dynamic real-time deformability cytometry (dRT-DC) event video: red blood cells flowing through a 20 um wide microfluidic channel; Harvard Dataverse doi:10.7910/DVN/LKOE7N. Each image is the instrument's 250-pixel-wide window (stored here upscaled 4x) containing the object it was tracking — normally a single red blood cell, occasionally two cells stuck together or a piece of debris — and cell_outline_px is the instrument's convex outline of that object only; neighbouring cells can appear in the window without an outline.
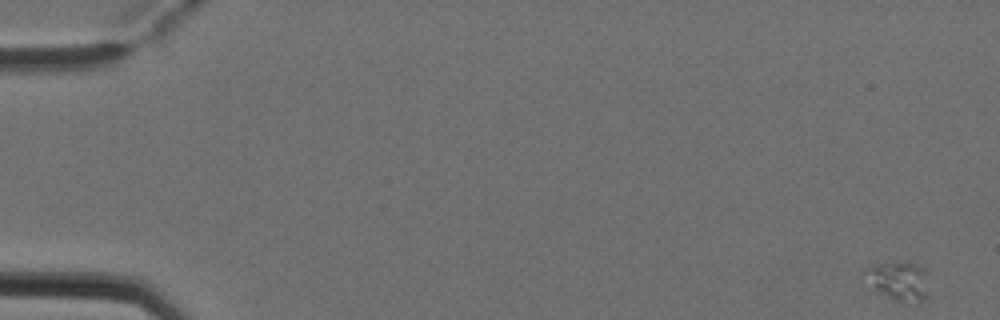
{"species": "Egyptian fruit bat (a non-hibernating species)", "species_latin": "Rousettus aegyptiacus", "temperature_condition": "cold", "stored_images_in_passage": 5, "camera_frame_rate_fps": 3000, "um_per_image_px": 0.085, "animal": {"sex": "female"}, "frame": {"image": 1, "passage_image": 1, "time_ms": 0.0, "image_size_px": [1000, 320], "cell_outline_px": [[928, 296], [920, 304], [908, 304], [892, 300], [872, 288], [860, 272], [864, 268], [876, 264], [900, 260], [920, 264], [924, 268]], "centroid_in_image_um": [76.36, 23.88], "position_along_channel_um": 8.6, "area_um2": 15.37}}
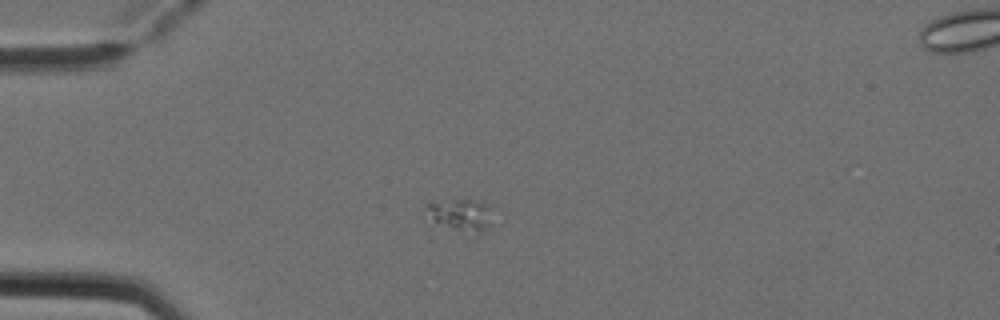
{"frame": {"image": 2, "passage_image": 4, "time_ms": 1.0, "image_size_px": [1000, 320], "cell_outline_px": [[492, 224], [488, 228], [476, 236], [452, 228], [436, 220], [424, 208], [428, 204], [452, 200], [476, 200], [492, 204]], "centroid_in_image_um": [39.36, 18.28], "position_along_channel_um": 45.6, "area_um2": 12.31}}